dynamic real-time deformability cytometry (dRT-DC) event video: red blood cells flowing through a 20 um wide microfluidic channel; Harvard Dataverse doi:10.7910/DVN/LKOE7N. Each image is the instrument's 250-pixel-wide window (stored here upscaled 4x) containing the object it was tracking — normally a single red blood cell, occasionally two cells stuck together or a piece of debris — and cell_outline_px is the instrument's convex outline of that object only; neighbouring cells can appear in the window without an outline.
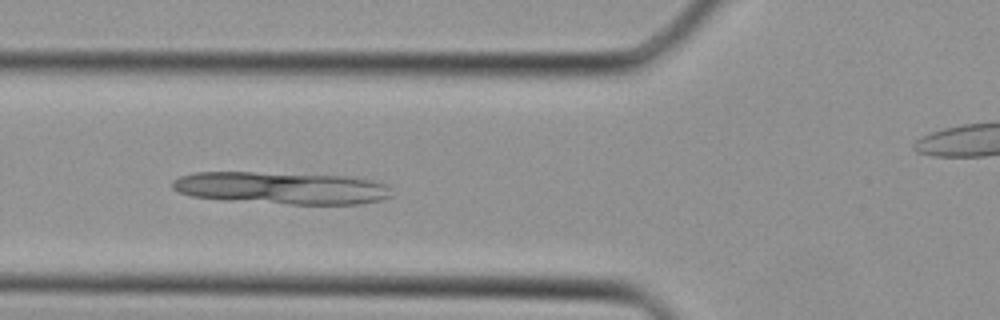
{"species": "Egyptian fruit bat (a non-hibernating species)", "species_latin": "Rousettus aegyptiacus", "temperature_condition": "cold", "stored_images_in_passage": 29, "camera_frame_rate_fps": 3000, "um_per_image_px": 0.085, "animal": {"sex": "female"}, "frame": {"image": 1, "passage_image": 3, "time_ms": 0.667, "image_size_px": [1000, 320], "cell_outline_px": [[392, 196], [384, 200], [360, 204], [292, 204], [224, 200], [192, 196], [180, 192], [172, 188], [172, 180], [180, 176], [192, 172], [252, 172], [348, 176], [376, 180], [388, 184]], "centroid_in_image_um": [23.98, 15.97], "position_along_channel_um": 101.8, "area_um2": 41.62}}
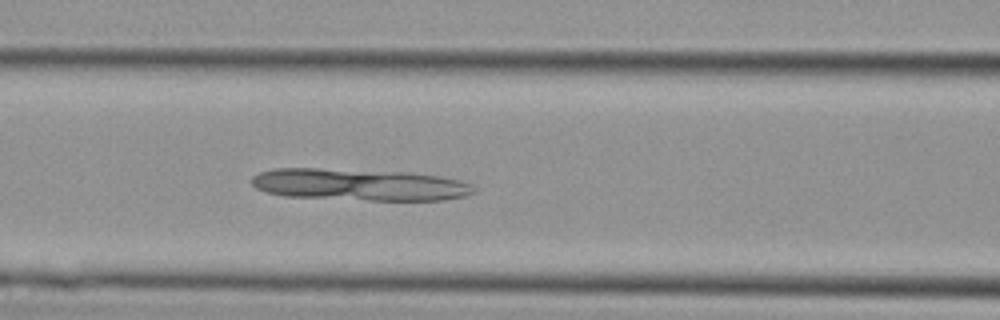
{"frame": {"image": 2, "passage_image": 5, "time_ms": 1.333, "image_size_px": [1000, 320], "cell_outline_px": [[476, 192], [468, 196], [444, 200], [368, 200], [284, 196], [264, 192], [256, 188], [252, 184], [252, 176], [260, 172], [272, 168], [320, 168], [408, 172], [436, 176], [460, 180], [476, 188]], "centroid_in_image_um": [30.53, 15.69], "position_along_channel_um": 136.1, "area_um2": 41.44}}
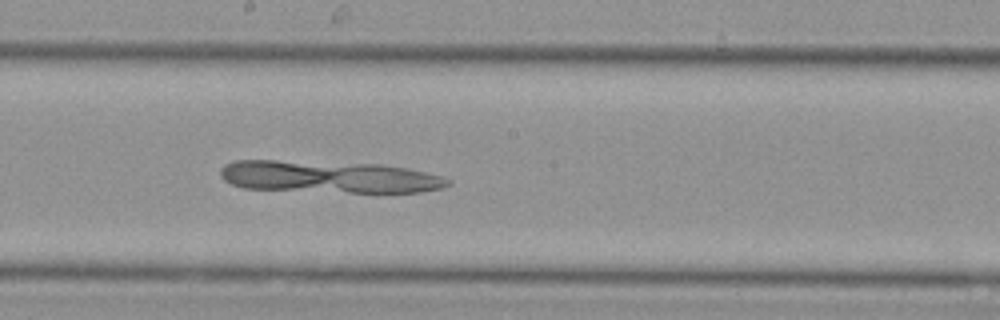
{"frame": {"image": 3, "passage_image": 10, "time_ms": 3.0, "image_size_px": [1000, 320], "cell_outline_px": [[452, 184], [440, 188], [420, 192], [348, 192], [244, 188], [232, 184], [224, 180], [220, 176], [220, 168], [224, 164], [232, 160], [276, 160], [380, 164], [408, 168], [444, 176], [452, 180]], "centroid_in_image_um": [27.97, 15.02], "position_along_channel_um": 220.2, "area_um2": 42.66}}